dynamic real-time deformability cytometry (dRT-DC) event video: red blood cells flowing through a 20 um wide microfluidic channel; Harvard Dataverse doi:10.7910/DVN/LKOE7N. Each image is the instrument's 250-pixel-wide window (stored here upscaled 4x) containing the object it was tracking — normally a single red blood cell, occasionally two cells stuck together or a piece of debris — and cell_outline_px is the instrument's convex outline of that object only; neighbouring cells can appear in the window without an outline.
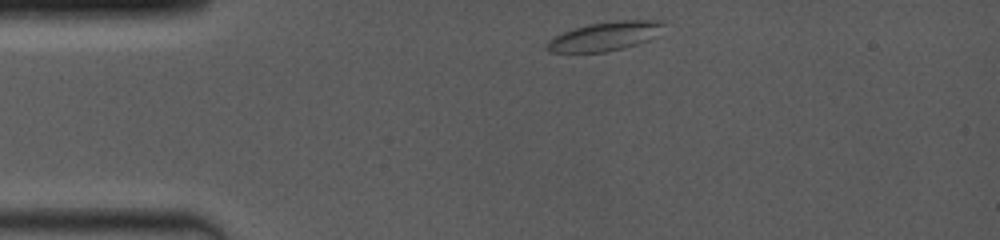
{"species": "common noctule bat (a hibernating species)", "species_latin": "Nyctalus noctula", "temperature_condition": "room temperature", "stored_images_in_passage": 30, "camera_frame_rate_fps": 4000, "um_per_image_px": 0.085, "animal": {"sex": "female", "body_mass_g": 19.0, "forearm_length_mm": 53.3}, "frame": {"image": 1, "passage_image": 1, "time_ms": 0.0, "image_size_px": [1000, 240], "cell_outline_px": [[664, 24], [656, 36], [648, 40], [624, 48], [604, 52], [548, 52], [544, 48], [548, 40], [572, 28], [588, 24], [616, 20], [664, 20]], "centroid_in_image_um": [51.4, 3.08], "position_along_channel_um": 33.6, "area_um2": 19.71}}
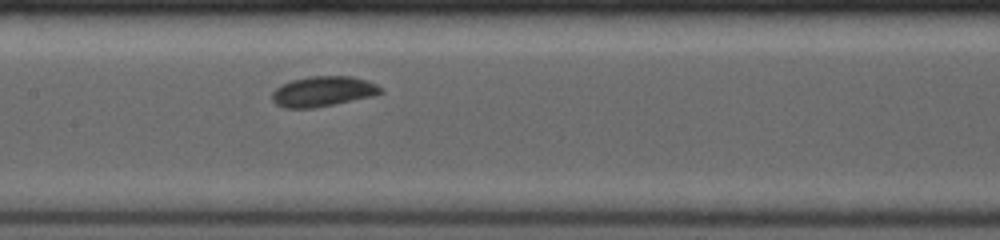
{"frame": {"image": 2, "passage_image": 13, "time_ms": 4.75, "image_size_px": [1000, 240], "cell_outline_px": [[384, 92], [372, 96], [316, 108], [284, 108], [276, 104], [272, 100], [272, 92], [276, 88], [292, 80], [308, 76], [352, 76], [368, 80], [376, 84]], "centroid_in_image_um": [27.45, 7.77], "position_along_channel_um": 179.9, "area_um2": 19.13}}
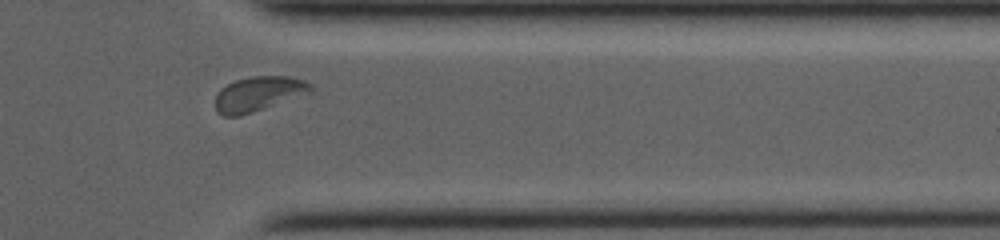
{"frame": {"image": 3, "passage_image": 26, "time_ms": 10.0, "image_size_px": [1000, 240], "cell_outline_px": [[312, 92], [240, 116], [224, 116], [216, 112], [216, 96], [220, 88], [236, 80], [252, 76], [288, 76], [304, 80], [312, 84]], "centroid_in_image_um": [21.97, 7.97], "position_along_channel_um": 389.4, "area_um2": 19.19}, "authors_computed_cell_mechanics": {"area_um2": 19.1896, "velocity_mm_per_s": 3.9754, "shape_relaxation_time_tau1_ms": 3.919, "shape_relaxation_time_tau2_ms": null, "deformation_change_tau1": 0.0984, "deformation_change_tau2": null}}